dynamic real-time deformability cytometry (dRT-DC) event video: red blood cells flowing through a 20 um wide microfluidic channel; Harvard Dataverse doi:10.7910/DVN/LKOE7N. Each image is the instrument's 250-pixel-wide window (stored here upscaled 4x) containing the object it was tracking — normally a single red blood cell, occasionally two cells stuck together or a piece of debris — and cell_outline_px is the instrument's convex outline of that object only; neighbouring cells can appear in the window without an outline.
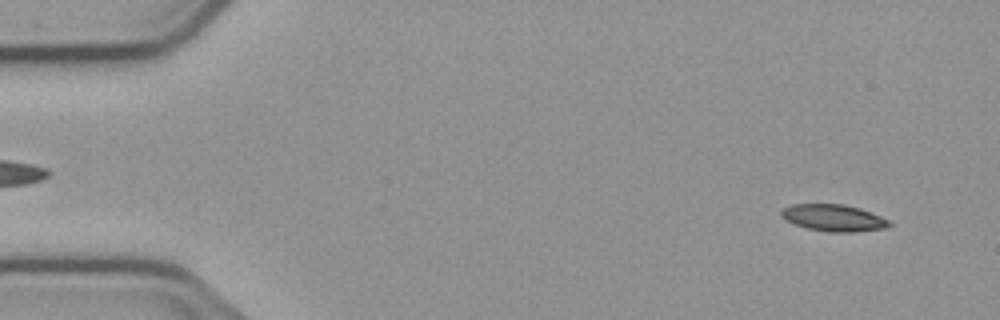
{"species": "common noctule bat (a hibernating species)", "species_latin": "Nyctalus noctula", "temperature_condition": "cold", "stored_images_in_passage": 55, "camera_frame_rate_fps": 3000, "um_per_image_px": 0.085, "animal": {"sex": "male", "body_mass_g": 23.1, "forearm_length_mm": 52.7}, "frame": {"image": 1, "passage_image": 3, "time_ms": 0.667, "image_size_px": [1000, 320], "cell_outline_px": [[892, 224], [888, 228], [856, 232], [828, 232], [808, 228], [792, 224], [784, 220], [780, 216], [780, 212], [784, 208], [792, 204], [844, 204], [860, 208], [892, 220]], "centroid_in_image_um": [70.88, 18.52], "position_along_channel_um": 14.1, "area_um2": 17.22}}
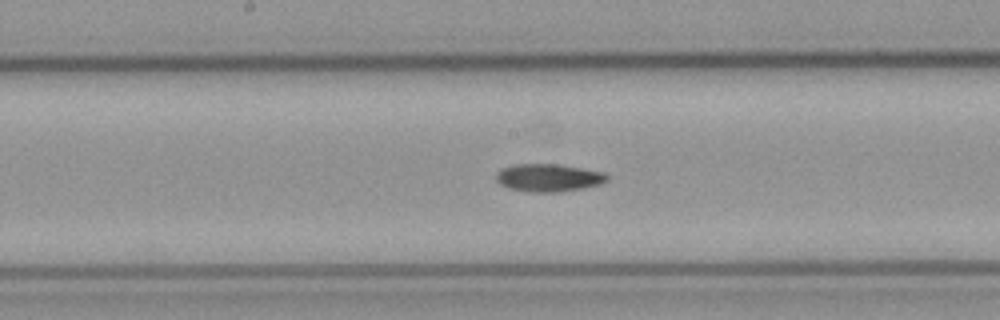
{"frame": {"image": 2, "passage_image": 27, "time_ms": 8.667, "image_size_px": [1000, 320], "cell_outline_px": [[608, 180], [600, 184], [580, 188], [556, 192], [528, 192], [508, 188], [500, 184], [496, 180], [496, 172], [512, 164], [556, 164], [604, 172], [608, 176]], "centroid_in_image_um": [46.59, 15.1], "position_along_channel_um": 201.6, "area_um2": 17.8}}
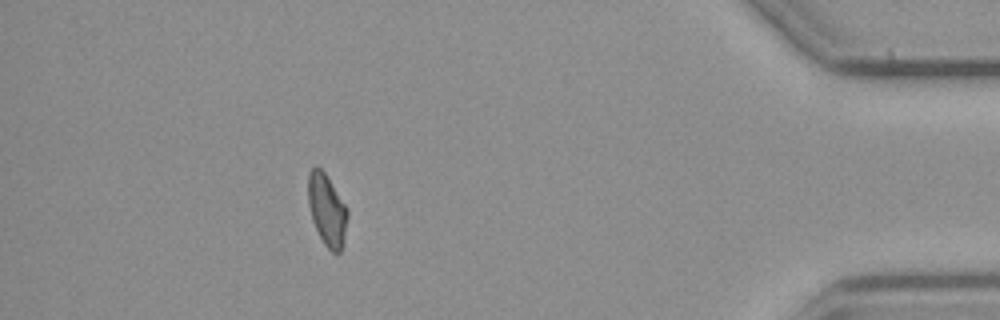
{"frame": {"image": 3, "passage_image": 48, "time_ms": 15.667, "image_size_px": [1000, 320], "cell_outline_px": [[348, 216], [344, 244], [340, 252], [332, 252], [324, 244], [312, 220], [308, 204], [308, 172], [316, 164], [324, 172], [348, 208]], "centroid_in_image_um": [27.8, 17.84], "position_along_channel_um": 407.4, "area_um2": 16.59}}